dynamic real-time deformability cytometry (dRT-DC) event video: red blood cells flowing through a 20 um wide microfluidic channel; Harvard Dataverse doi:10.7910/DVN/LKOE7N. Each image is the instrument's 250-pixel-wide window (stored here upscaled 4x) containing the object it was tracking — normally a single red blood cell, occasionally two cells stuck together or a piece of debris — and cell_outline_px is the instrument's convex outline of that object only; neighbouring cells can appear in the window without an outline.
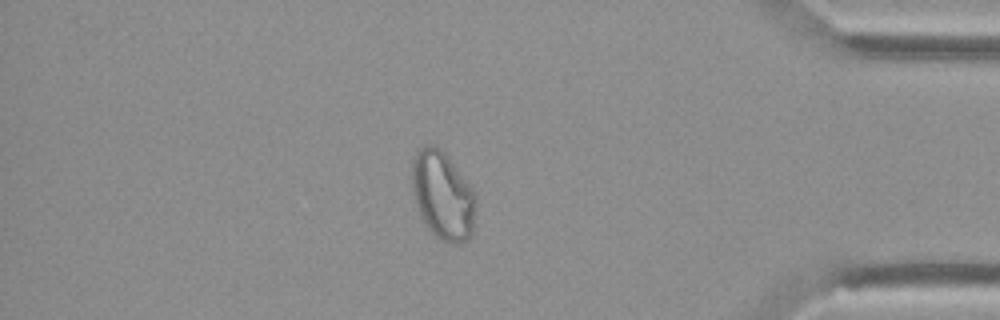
{"species": "Egyptian fruit bat (a non-hibernating species)", "species_latin": "Rousettus aegyptiacus", "temperature_condition": "cold", "stored_images_in_passage": 48, "camera_frame_rate_fps": 3000, "um_per_image_px": 0.085, "animal": {"sex": "female"}, "frame": {"image": 1, "passage_image": 41, "time_ms": 13.333, "image_size_px": [1000, 320], "cell_outline_px": [[476, 208], [472, 236], [468, 240], [456, 244], [440, 240], [428, 228], [420, 216], [412, 192], [412, 156], [420, 148], [428, 144], [436, 144], [444, 152], [476, 192]], "centroid_in_image_um": [37.64, 16.61], "position_along_channel_um": 397.6, "area_um2": 33.29}}